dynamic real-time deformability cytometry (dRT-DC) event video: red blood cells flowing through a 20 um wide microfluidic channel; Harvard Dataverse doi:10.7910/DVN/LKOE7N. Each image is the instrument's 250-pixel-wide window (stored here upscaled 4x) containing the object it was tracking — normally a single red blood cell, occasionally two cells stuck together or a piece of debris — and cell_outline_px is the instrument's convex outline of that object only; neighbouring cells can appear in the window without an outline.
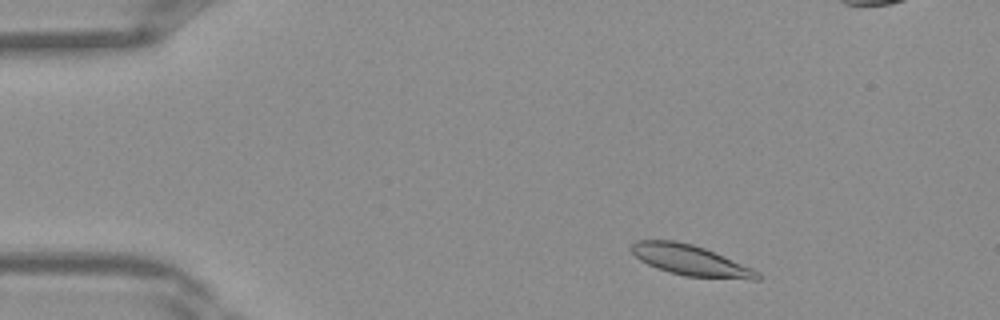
{"species": "Egyptian fruit bat (a non-hibernating species)", "species_latin": "Rousettus aegyptiacus", "temperature_condition": "warm", "stored_images_in_passage": 39, "camera_frame_rate_fps": 3000, "um_per_image_px": 0.085, "frame": {"image": 1, "passage_image": 4, "time_ms": 1.0, "image_size_px": [1000, 320], "cell_outline_px": [[764, 276], [760, 280], [752, 280], [684, 276], [668, 272], [648, 264], [640, 260], [628, 248], [636, 240], [676, 240], [692, 244], [704, 248], [752, 268], [760, 272]], "centroid_in_image_um": [58.72, 22.14], "position_along_channel_um": 26.3, "area_um2": 22.6}}
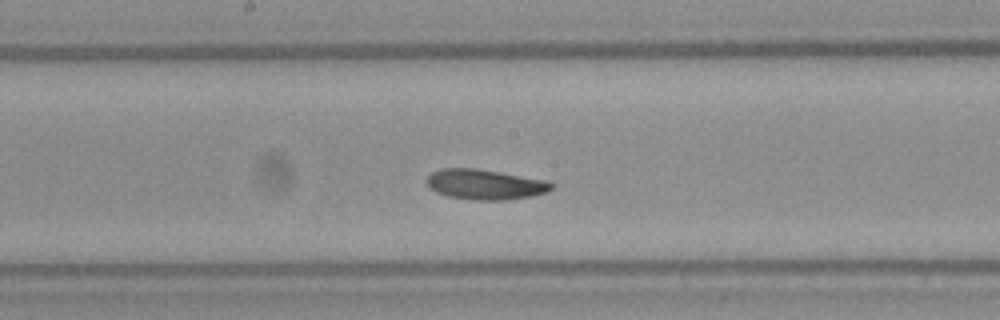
{"frame": {"image": 2, "passage_image": 19, "time_ms": 6.0, "image_size_px": [1000, 320], "cell_outline_px": [[556, 188], [548, 192], [532, 196], [504, 200], [472, 200], [448, 196], [436, 192], [428, 188], [428, 176], [432, 172], [440, 168], [476, 168], [500, 172], [544, 180], [556, 184]], "centroid_in_image_um": [41.26, 15.68], "position_along_channel_um": 206.9, "area_um2": 22.08}}
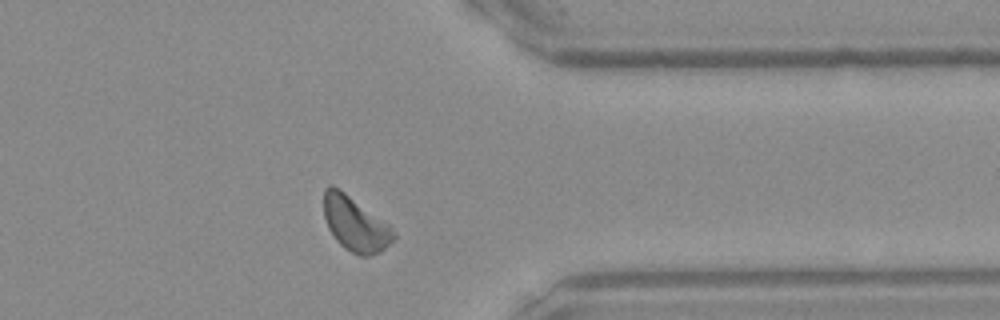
{"frame": {"image": 3, "passage_image": 30, "time_ms": 9.667, "image_size_px": [1000, 320], "cell_outline_px": [[396, 236], [380, 252], [372, 256], [360, 256], [344, 248], [336, 240], [328, 228], [324, 216], [324, 188], [328, 184], [332, 184], [340, 188], [388, 224]], "centroid_in_image_um": [30.15, 19.02], "position_along_channel_um": 381.2, "area_um2": 22.08}}